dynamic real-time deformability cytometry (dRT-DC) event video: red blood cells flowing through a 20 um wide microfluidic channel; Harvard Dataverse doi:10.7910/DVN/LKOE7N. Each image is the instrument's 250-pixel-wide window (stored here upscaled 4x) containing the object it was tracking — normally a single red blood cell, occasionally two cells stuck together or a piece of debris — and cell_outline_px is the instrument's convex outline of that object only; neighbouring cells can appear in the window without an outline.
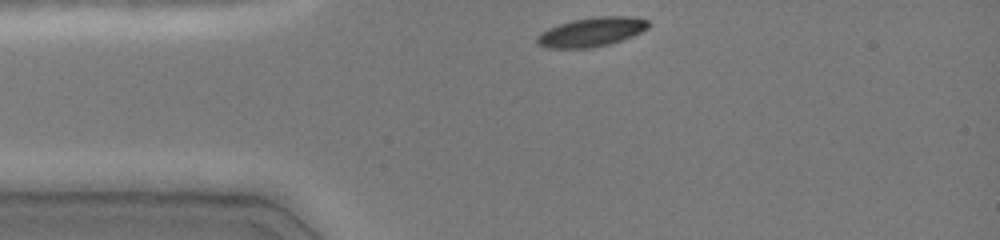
{"species": "common noctule bat (a hibernating species)", "species_latin": "Nyctalus noctula", "temperature_condition": "cold", "stored_images_in_passage": 32, "camera_frame_rate_fps": 3000, "um_per_image_px": 0.085, "animal": {"sex": "female", "body_mass_g": 19.0, "forearm_length_mm": 51.5}, "frame": {"image": 1, "passage_image": 1, "time_ms": 0.0, "image_size_px": [1000, 240], "cell_outline_px": [[648, 28], [632, 36], [608, 44], [592, 48], [544, 48], [536, 44], [536, 36], [540, 32], [548, 28], [572, 20], [592, 16], [632, 16], [648, 20]], "centroid_in_image_um": [50.22, 2.72], "position_along_channel_um": 34.8, "area_um2": 19.07}}
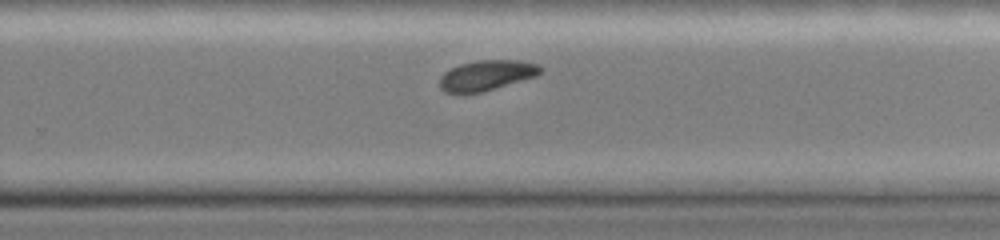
{"frame": {"image": 2, "passage_image": 22, "time_ms": 7.0, "image_size_px": [1000, 240], "cell_outline_px": [[544, 68], [536, 76], [480, 92], [444, 92], [440, 88], [440, 76], [444, 72], [460, 64], [476, 60], [520, 60], [540, 64]], "centroid_in_image_um": [41.38, 6.37], "position_along_channel_um": 288.4, "area_um2": 17.57}}
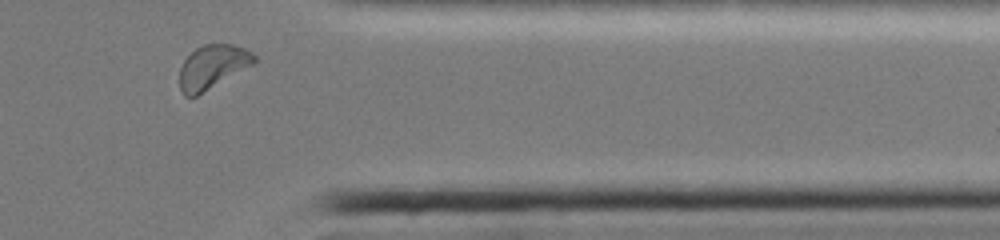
{"frame": {"image": 3, "passage_image": 30, "time_ms": 9.667, "image_size_px": [1000, 240], "cell_outline_px": [[256, 60], [252, 64], [196, 96], [184, 96], [180, 88], [180, 68], [184, 60], [196, 48], [204, 44], [232, 44], [244, 48], [252, 52], [256, 56]], "centroid_in_image_um": [18.04, 5.66], "position_along_channel_um": 393.4, "area_um2": 18.61}, "authors_computed_cell_mechanics": {"area_um2": 19.1607, "velocity_mm_per_s": 4.002, "shape_relaxation_time_tau1_ms": 2.2504, "shape_relaxation_time_tau2_ms": null, "deformation_change_tau1": 0.0874, "deformation_change_tau2": null}}